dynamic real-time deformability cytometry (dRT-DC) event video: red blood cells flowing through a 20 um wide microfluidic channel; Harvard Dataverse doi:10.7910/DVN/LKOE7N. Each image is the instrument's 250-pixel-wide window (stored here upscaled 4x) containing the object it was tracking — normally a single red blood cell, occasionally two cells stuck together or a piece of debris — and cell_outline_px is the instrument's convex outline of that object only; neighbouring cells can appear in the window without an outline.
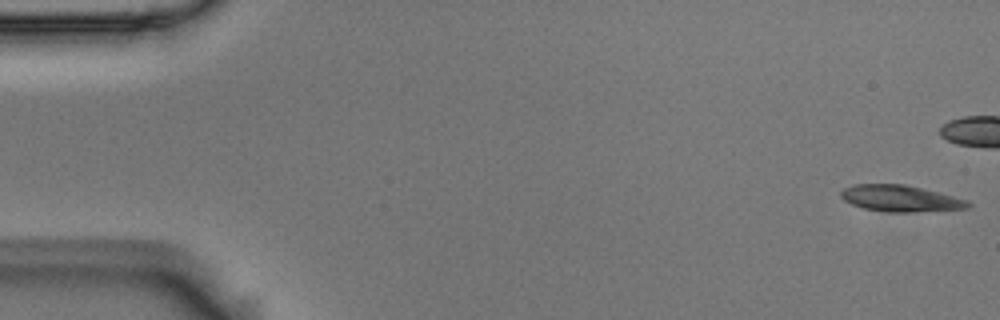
{"species": "Egyptian fruit bat (a non-hibernating species)", "species_latin": "Rousettus aegyptiacus", "temperature_condition": "room temperature", "stored_images_in_passage": 55, "camera_frame_rate_fps": 3000, "um_per_image_px": 0.085, "animal": {"sex": "male"}, "frame": {"image": 1, "passage_image": 1, "time_ms": 0.0, "image_size_px": [1000, 320], "cell_outline_px": [[972, 204], [968, 208], [908, 212], [888, 212], [864, 208], [852, 204], [844, 200], [840, 196], [840, 192], [844, 188], [852, 184], [904, 184], [968, 200]], "centroid_in_image_um": [76.5, 16.86], "position_along_channel_um": 8.5, "area_um2": 19.31}}
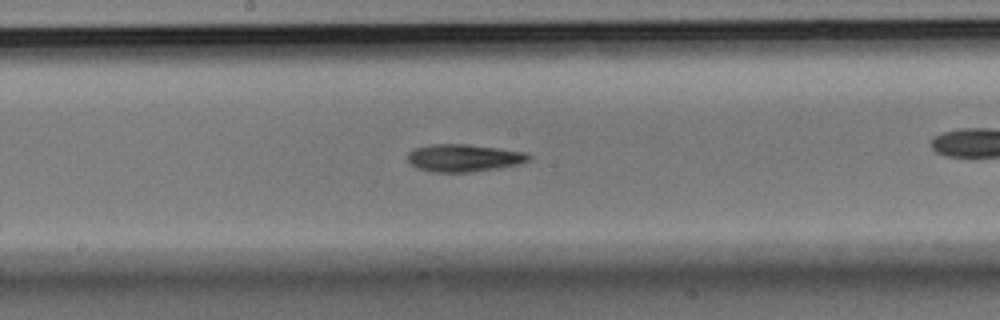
{"frame": {"image": 2, "passage_image": 28, "time_ms": 9.0, "image_size_px": [1000, 320], "cell_outline_px": [[532, 156], [528, 160], [516, 164], [472, 172], [432, 172], [416, 168], [408, 160], [408, 152], [416, 148], [428, 144], [468, 144], [524, 152]], "centroid_in_image_um": [39.36, 13.42], "position_along_channel_um": 208.8, "area_um2": 19.13}}
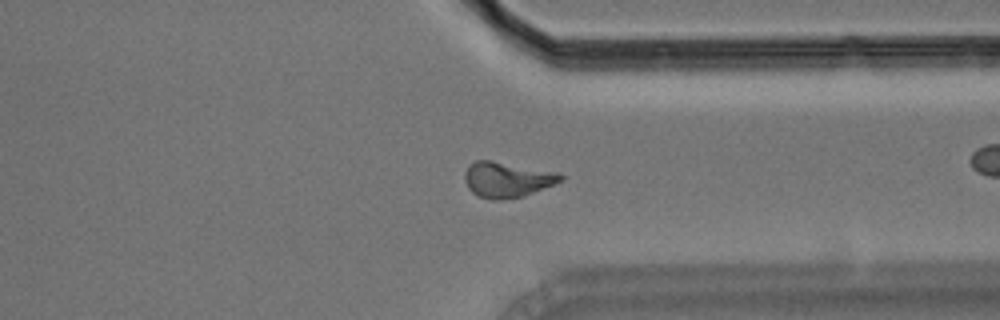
{"frame": {"image": 3, "passage_image": 41, "time_ms": 13.333, "image_size_px": [1000, 320], "cell_outline_px": [[564, 176], [560, 180], [552, 184], [524, 196], [500, 200], [492, 200], [476, 196], [468, 188], [464, 180], [464, 172], [468, 164], [476, 160], [492, 160], [560, 172]], "centroid_in_image_um": [43.04, 15.25], "position_along_channel_um": 368.4, "area_um2": 20.0}, "authors_computed_cell_mechanics": {"area_um2": 19.1318, "velocity_mm_per_s": 3.7077, "shape_relaxation_time_tau1_ms": 7.538, "shape_relaxation_time_tau2_ms": 3.726, "deformation_change_tau1": 0.1992, "deformation_change_tau2": 0.106}}